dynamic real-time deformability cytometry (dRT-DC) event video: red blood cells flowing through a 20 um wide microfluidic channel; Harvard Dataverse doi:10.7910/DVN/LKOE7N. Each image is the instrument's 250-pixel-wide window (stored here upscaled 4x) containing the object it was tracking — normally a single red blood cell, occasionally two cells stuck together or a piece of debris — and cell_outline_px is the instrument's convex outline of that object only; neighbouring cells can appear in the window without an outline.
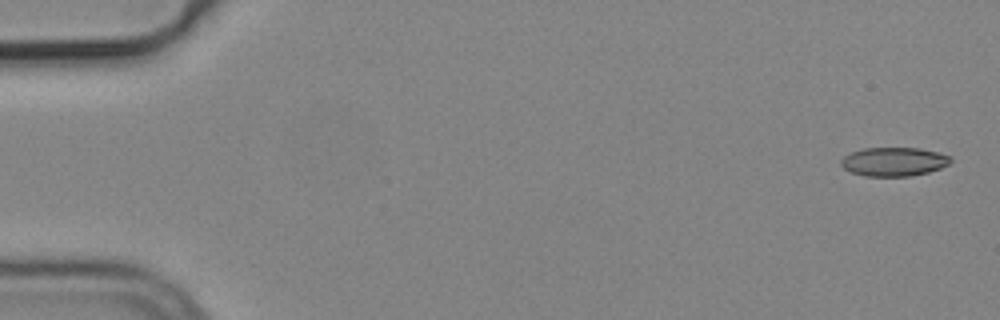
{"species": "common noctule bat (a hibernating species)", "species_latin": "Nyctalus noctula", "temperature_condition": "cold", "stored_images_in_passage": 4, "camera_frame_rate_fps": 3000, "um_per_image_px": 0.085, "animal": {"sex": "male", "body_mass_g": 19.2, "forearm_length_mm": 51.8}, "frame": {"image": 1, "passage_image": 1, "time_ms": 0.0, "image_size_px": [1000, 320], "cell_outline_px": [[952, 160], [948, 164], [940, 168], [928, 172], [912, 176], [864, 176], [852, 172], [844, 168], [840, 164], [840, 160], [844, 156], [852, 152], [864, 148], [920, 148], [940, 152], [952, 156]], "centroid_in_image_um": [76.0, 13.74], "position_along_channel_um": 9.0, "area_um2": 18.5}}